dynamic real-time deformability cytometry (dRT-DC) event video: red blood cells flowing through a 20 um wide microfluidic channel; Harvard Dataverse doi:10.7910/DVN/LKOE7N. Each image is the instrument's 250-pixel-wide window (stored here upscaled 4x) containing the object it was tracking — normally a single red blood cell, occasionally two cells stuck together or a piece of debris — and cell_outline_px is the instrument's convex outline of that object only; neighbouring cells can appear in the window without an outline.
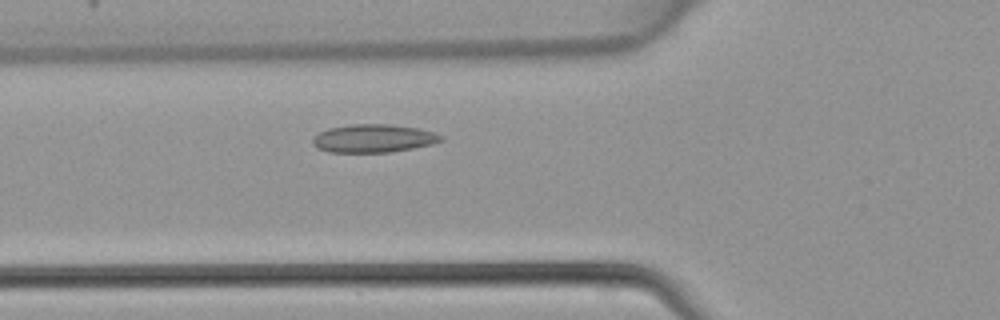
{"species": "common noctule bat (a hibernating species)", "species_latin": "Nyctalus noctula", "temperature_condition": "warm", "stored_images_in_passage": 40, "camera_frame_rate_fps": 3000, "um_per_image_px": 0.085, "animal": {"sex": "female", "body_mass_g": 22.7, "forearm_length_mm": 54.2}, "frame": {"image": 1, "passage_image": 11, "time_ms": 3.333, "image_size_px": [1000, 320], "cell_outline_px": [[444, 140], [432, 144], [392, 152], [328, 152], [316, 148], [312, 144], [312, 140], [320, 132], [328, 128], [352, 124], [392, 124], [416, 128], [432, 132], [444, 136]], "centroid_in_image_um": [31.74, 11.76], "position_along_channel_um": 94.1, "area_um2": 21.04}}
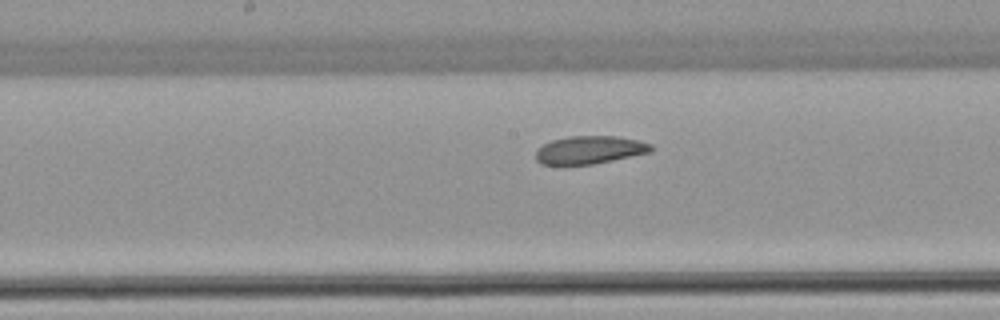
{"frame": {"image": 2, "passage_image": 18, "time_ms": 5.667, "image_size_px": [1000, 320], "cell_outline_px": [[652, 152], [592, 164], [560, 168], [540, 164], [536, 160], [536, 152], [544, 144], [552, 140], [568, 136], [616, 136], [636, 140], [652, 144]], "centroid_in_image_um": [50.04, 12.79], "position_along_channel_um": 198.2, "area_um2": 19.31}}
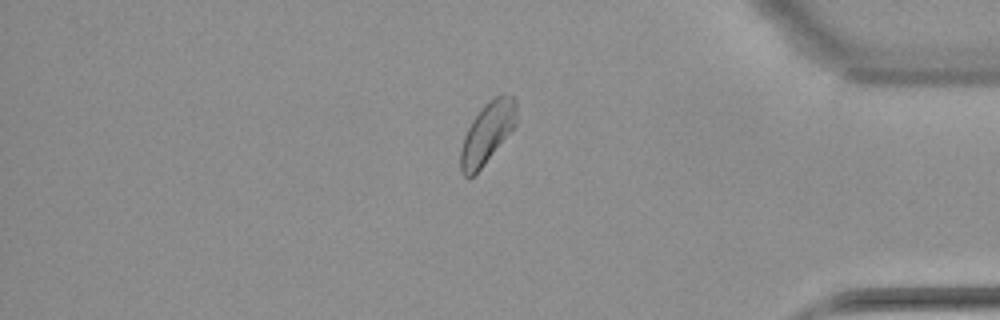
{"frame": {"image": 3, "passage_image": 33, "time_ms": 10.667, "image_size_px": [1000, 320], "cell_outline_px": [[516, 124], [484, 164], [468, 180], [460, 172], [460, 148], [464, 136], [472, 120], [496, 96], [512, 96], [516, 104]], "centroid_in_image_um": [41.37, 11.38], "position_along_channel_um": 393.8, "area_um2": 19.13}}